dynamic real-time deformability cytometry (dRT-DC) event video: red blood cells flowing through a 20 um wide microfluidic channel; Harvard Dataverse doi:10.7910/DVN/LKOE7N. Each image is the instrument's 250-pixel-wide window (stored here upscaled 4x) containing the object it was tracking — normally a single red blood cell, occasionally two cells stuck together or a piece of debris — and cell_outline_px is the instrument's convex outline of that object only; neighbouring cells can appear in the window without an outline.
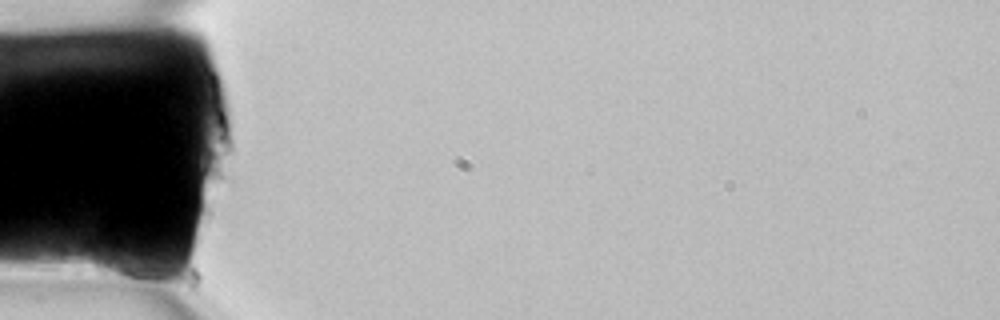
{"species": "common noctule bat (a hibernating species)", "species_latin": "Nyctalus noctula", "temperature_condition": "room temperature", "stored_images_in_passage": 4, "camera_frame_rate_fps": 3000, "um_per_image_px": 0.085, "animal": {"sex": "female", "body_mass_g": 22.7, "forearm_length_mm": 54.2}, "frame": {"image": 1, "passage_image": 1, "time_ms": 0.0, "image_size_px": [1000, 320], "cell_outline_px": [[160, 288], [152, 288], [96, 272], [92, 264], [92, 252], [96, 240], [140, 256], [160, 276]], "centroid_in_image_um": [10.5, 22.58], "position_along_channel_um": 74.5, "area_um2": 13.29}}